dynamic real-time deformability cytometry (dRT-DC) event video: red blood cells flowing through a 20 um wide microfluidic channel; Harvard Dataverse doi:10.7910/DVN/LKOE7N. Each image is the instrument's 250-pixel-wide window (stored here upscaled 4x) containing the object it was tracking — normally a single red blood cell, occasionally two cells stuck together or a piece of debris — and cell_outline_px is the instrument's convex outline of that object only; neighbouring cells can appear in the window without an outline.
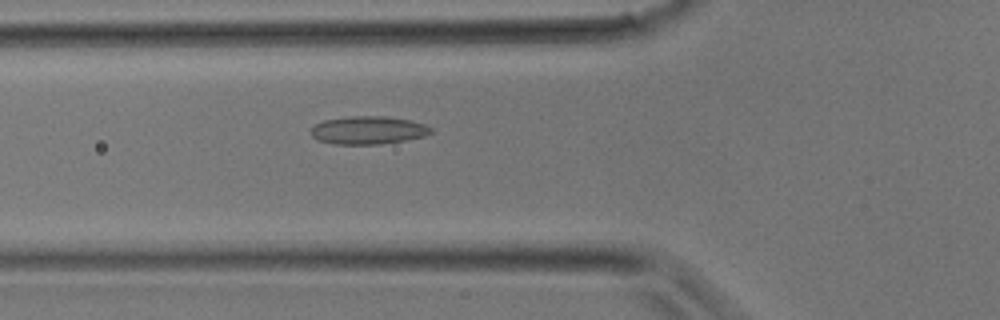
{"species": "common noctule bat (a hibernating species)", "species_latin": "Nyctalus noctula", "temperature_condition": "room temperature", "stored_images_in_passage": 36, "camera_frame_rate_fps": 3000, "um_per_image_px": 0.085, "animal": {"sex": "male", "body_mass_g": 17.9}, "frame": {"image": 1, "passage_image": 13, "time_ms": 4.0, "image_size_px": [1000, 320], "cell_outline_px": [[432, 132], [424, 136], [404, 140], [380, 144], [336, 144], [316, 140], [308, 132], [316, 124], [324, 120], [352, 116], [384, 116], [408, 120], [424, 124], [432, 128]], "centroid_in_image_um": [31.25, 11.07], "position_along_channel_um": 94.5, "area_um2": 19.48}}
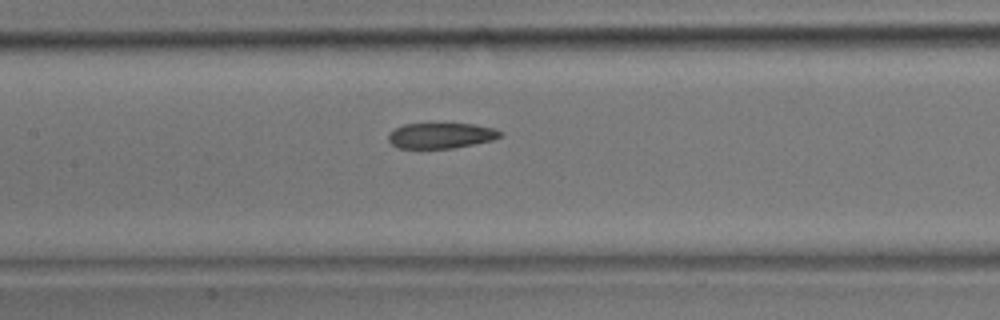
{"frame": {"image": 2, "passage_image": 17, "time_ms": 5.333, "image_size_px": [1000, 320], "cell_outline_px": [[504, 132], [500, 136], [492, 140], [452, 148], [396, 148], [388, 140], [388, 132], [404, 124], [476, 124], [496, 128]], "centroid_in_image_um": [37.48, 11.52], "position_along_channel_um": 169.9, "area_um2": 16.65}}
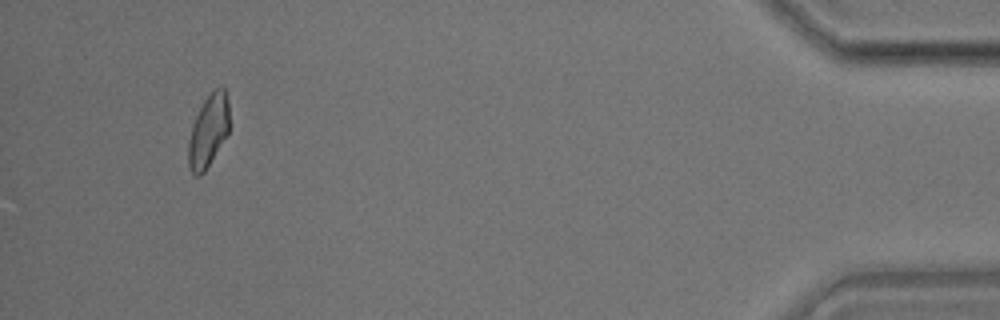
{"frame": {"image": 3, "passage_image": 34, "time_ms": 11.0, "image_size_px": [1000, 320], "cell_outline_px": [[228, 132], [204, 172], [200, 176], [196, 176], [192, 172], [188, 164], [188, 140], [192, 124], [204, 100], [216, 88], [224, 88], [228, 104]], "centroid_in_image_um": [17.68, 11.15], "position_along_channel_um": 417.5, "area_um2": 16.82}}